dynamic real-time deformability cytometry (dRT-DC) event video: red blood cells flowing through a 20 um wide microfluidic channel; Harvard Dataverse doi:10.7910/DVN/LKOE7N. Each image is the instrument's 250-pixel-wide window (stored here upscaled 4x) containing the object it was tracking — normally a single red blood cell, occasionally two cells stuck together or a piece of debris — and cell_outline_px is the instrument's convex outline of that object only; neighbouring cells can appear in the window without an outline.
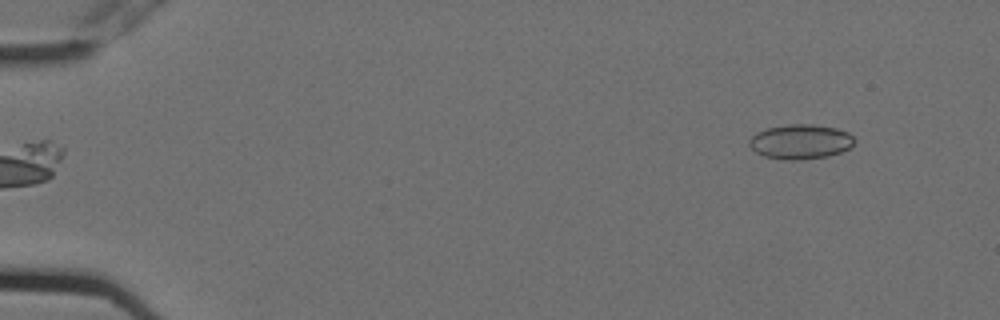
{"species": "Egyptian fruit bat (a non-hibernating species)", "species_latin": "Rousettus aegyptiacus", "temperature_condition": "cold", "stored_images_in_passage": 3, "camera_frame_rate_fps": 3000, "um_per_image_px": 0.085, "animal": {"sex": "female"}, "frame": {"image": 1, "passage_image": 1, "time_ms": 0.0, "image_size_px": [1000, 320], "cell_outline_px": [[856, 140], [848, 148], [840, 152], [828, 156], [800, 160], [784, 160], [764, 156], [756, 152], [748, 144], [748, 140], [756, 132], [768, 128], [788, 124], [812, 124], [836, 128], [848, 132]], "centroid_in_image_um": [68.02, 12.04], "position_along_channel_um": 17.0, "area_um2": 21.27}}
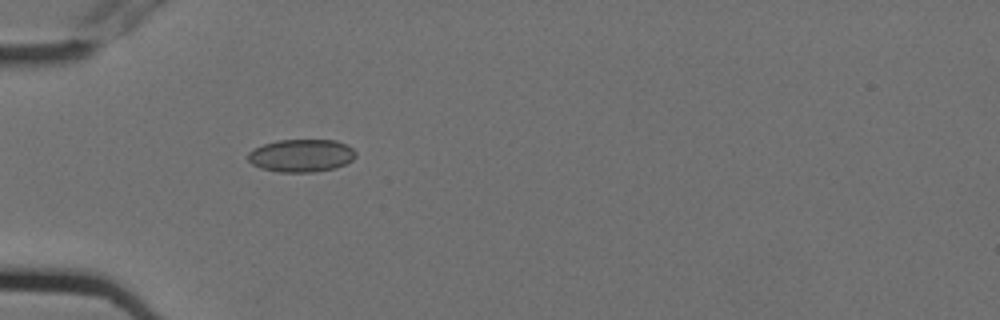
{"frame": {"image": 2, "passage_image": 3, "time_ms": 0.667, "image_size_px": [1000, 320], "cell_outline_px": [[356, 156], [352, 160], [336, 168], [316, 172], [280, 172], [260, 168], [252, 164], [248, 160], [248, 152], [264, 144], [280, 140], [336, 140], [352, 148], [356, 152]], "centroid_in_image_um": [25.62, 13.23], "position_along_channel_um": 59.4, "area_um2": 20.52}}